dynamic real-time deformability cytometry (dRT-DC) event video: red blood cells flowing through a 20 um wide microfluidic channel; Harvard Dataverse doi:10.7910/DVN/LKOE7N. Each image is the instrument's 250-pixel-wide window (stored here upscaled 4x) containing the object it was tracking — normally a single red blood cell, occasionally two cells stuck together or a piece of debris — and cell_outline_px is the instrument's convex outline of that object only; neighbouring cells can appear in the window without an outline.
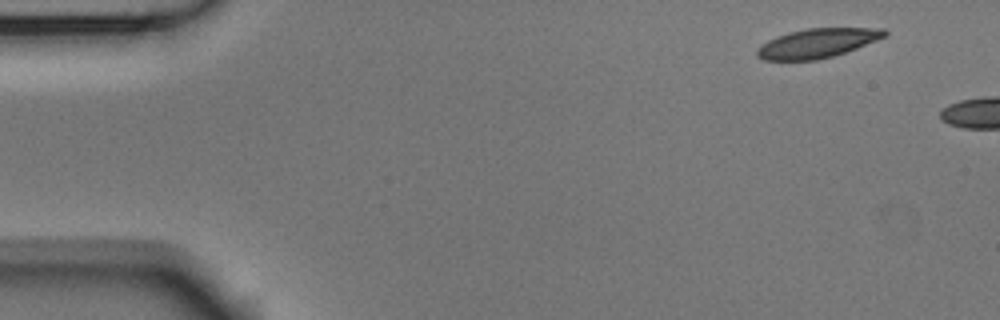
{"species": "Egyptian fruit bat (a non-hibernating species)", "species_latin": "Rousettus aegyptiacus", "temperature_condition": "room temperature", "stored_images_in_passage": 2, "camera_frame_rate_fps": 3000, "um_per_image_px": 0.085, "animal": {"sex": "male"}, "frame": {"image": 1, "passage_image": 1, "time_ms": 0.0, "image_size_px": [1000, 320], "cell_outline_px": [[888, 36], [856, 48], [832, 56], [816, 60], [764, 60], [756, 56], [756, 52], [768, 40], [776, 36], [788, 32], [808, 28], [884, 28], [888, 32]], "centroid_in_image_um": [69.5, 3.66], "position_along_channel_um": 15.5, "area_um2": 21.62}}